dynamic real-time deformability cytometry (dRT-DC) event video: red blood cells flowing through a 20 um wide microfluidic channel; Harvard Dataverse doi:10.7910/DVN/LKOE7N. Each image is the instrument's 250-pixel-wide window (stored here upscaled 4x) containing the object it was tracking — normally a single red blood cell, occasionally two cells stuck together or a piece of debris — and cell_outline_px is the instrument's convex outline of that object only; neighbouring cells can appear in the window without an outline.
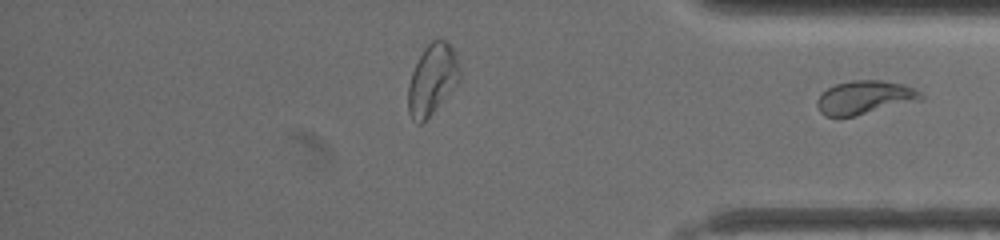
{"species": "common noctule bat (a hibernating species)", "species_latin": "Nyctalus noctula", "temperature_condition": "warm", "stored_images_in_passage": 44, "segment_of_instrument_passage": [2, 2], "camera_frame_rate_fps": 3000, "um_per_image_px": 0.085, "animal": {"sex": "female", "body_mass_g": 19.5, "forearm_length_mm": 54.1}, "frame": {"image": 1, "passage_image": 44, "time_ms": 14.333, "image_size_px": [1000, 240], "cell_outline_px": [[924, 96], [920, 100], [856, 116], [824, 116], [820, 112], [816, 104], [816, 100], [828, 88], [836, 84], [852, 80], [880, 80], [904, 84], [916, 88]], "centroid_in_image_um": [73.51, 8.28], "position_along_channel_um": 361.7, "area_um2": 20.23}}